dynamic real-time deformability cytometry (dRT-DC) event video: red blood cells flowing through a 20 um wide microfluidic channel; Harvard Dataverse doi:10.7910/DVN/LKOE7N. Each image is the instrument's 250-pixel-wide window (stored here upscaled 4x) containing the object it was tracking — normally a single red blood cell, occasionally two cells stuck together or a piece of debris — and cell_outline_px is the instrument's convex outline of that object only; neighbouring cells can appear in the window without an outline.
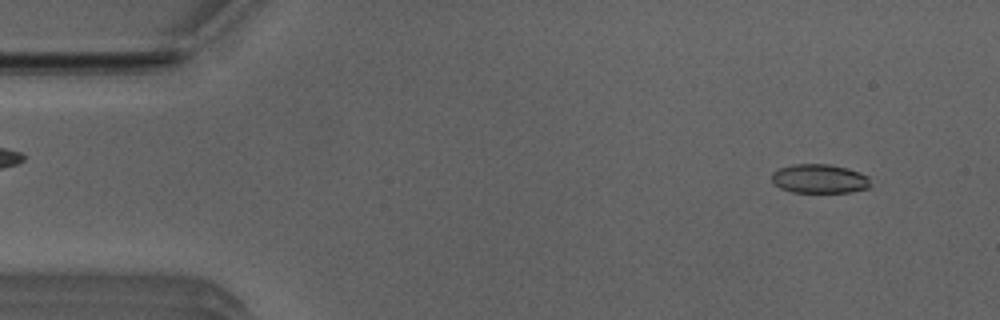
{"species": "Egyptian fruit bat (a non-hibernating species)", "species_latin": "Rousettus aegyptiacus", "temperature_condition": "room temperature", "stored_images_in_passage": 11, "camera_frame_rate_fps": 3000, "um_per_image_px": 0.085, "animal": {"sex": "male"}, "frame": {"image": 1, "passage_image": 4, "time_ms": 1.0, "image_size_px": [1000, 320], "cell_outline_px": [[872, 184], [868, 188], [852, 192], [792, 192], [780, 188], [772, 184], [772, 172], [780, 168], [792, 164], [828, 164], [848, 168], [860, 172], [868, 176]], "centroid_in_image_um": [69.66, 15.19], "position_along_channel_um": 15.3, "area_um2": 16.94}}